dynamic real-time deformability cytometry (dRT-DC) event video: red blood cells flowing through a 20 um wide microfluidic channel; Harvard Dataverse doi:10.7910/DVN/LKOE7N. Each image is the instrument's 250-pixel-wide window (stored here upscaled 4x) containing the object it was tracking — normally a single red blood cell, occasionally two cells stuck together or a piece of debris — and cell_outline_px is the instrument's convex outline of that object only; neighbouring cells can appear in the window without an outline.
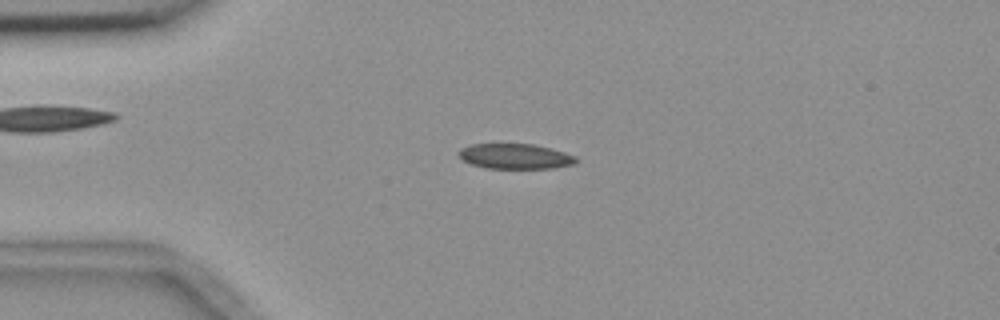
{"species": "common noctule bat (a hibernating species)", "species_latin": "Nyctalus noctula", "temperature_condition": "room temperature", "stored_images_in_passage": 55, "camera_frame_rate_fps": 3000, "um_per_image_px": 0.085, "animal": {"sex": "female", "body_mass_g": 18.4}, "frame": {"image": 1, "passage_image": 13, "time_ms": 4.0, "image_size_px": [1000, 320], "cell_outline_px": [[576, 164], [552, 168], [488, 168], [472, 164], [464, 160], [456, 152], [460, 148], [468, 144], [536, 144], [552, 148], [576, 156]], "centroid_in_image_um": [43.79, 13.27], "position_along_channel_um": 41.2, "area_um2": 17.28}}
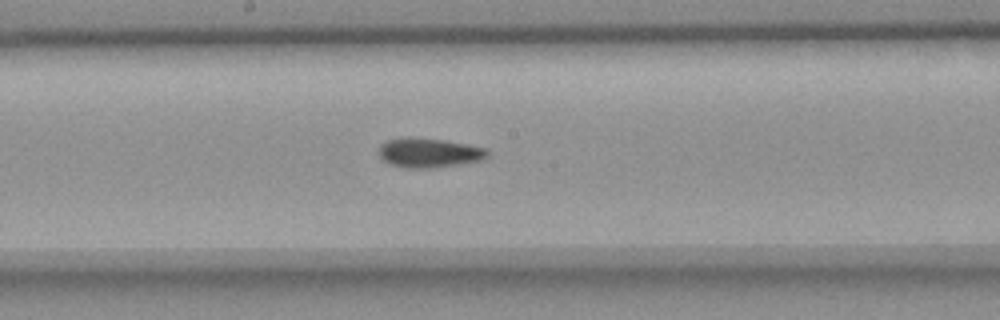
{"frame": {"image": 2, "passage_image": 29, "time_ms": 9.333, "image_size_px": [1000, 320], "cell_outline_px": [[488, 156], [480, 160], [432, 168], [404, 168], [392, 164], [384, 160], [380, 156], [380, 144], [388, 140], [404, 136], [412, 136], [444, 140], [468, 144], [488, 148]], "centroid_in_image_um": [36.46, 12.96], "position_along_channel_um": 211.7, "area_um2": 18.67}}
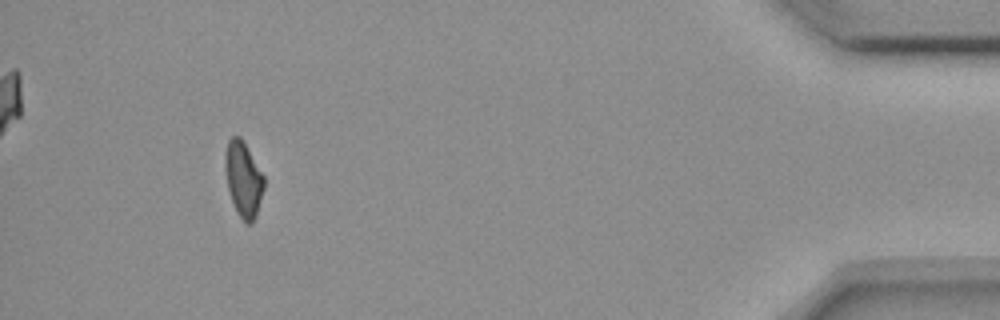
{"frame": {"image": 3, "passage_image": 51, "time_ms": 16.667, "image_size_px": [1000, 320], "cell_outline_px": [[264, 188], [256, 216], [252, 224], [248, 224], [236, 212], [228, 188], [224, 160], [224, 152], [228, 140], [232, 136], [240, 136], [264, 176]], "centroid_in_image_um": [20.68, 15.22], "position_along_channel_um": 414.5, "area_um2": 16.88}, "authors_computed_cell_mechanics": {"area_um2": 17.8602, "velocity_mm_per_s": 3.6652, "shape_relaxation_time_tau1_ms": null, "shape_relaxation_time_tau2_ms": 4.9499, "deformation_change_tau1": null, "deformation_change_tau2": 0.1052}}